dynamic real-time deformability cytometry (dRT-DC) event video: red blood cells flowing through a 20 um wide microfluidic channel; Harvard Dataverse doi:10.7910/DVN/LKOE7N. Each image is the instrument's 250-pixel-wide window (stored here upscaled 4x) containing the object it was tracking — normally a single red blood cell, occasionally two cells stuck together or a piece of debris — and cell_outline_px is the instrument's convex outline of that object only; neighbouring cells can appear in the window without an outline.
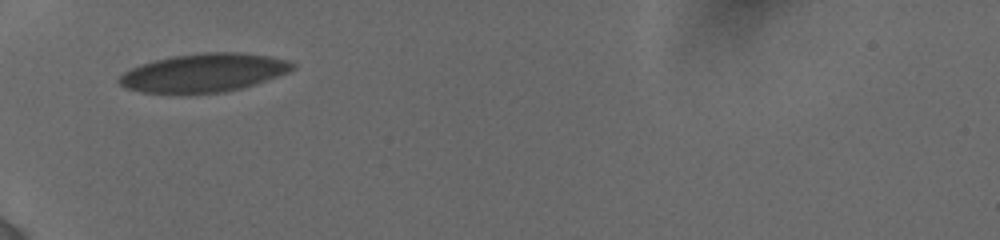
{"species": "human", "species_latin": "Homo sapiens", "temperature_condition": "cold", "stored_images_in_passage": 2, "camera_frame_rate_fps": 3000, "um_per_image_px": 0.085, "donor": {"sex": "female"}, "frame": {"image": 1, "passage_image": 1, "time_ms": 0.0, "image_size_px": [1000, 240], "cell_outline_px": [[296, 68], [288, 72], [256, 84], [224, 92], [184, 96], [180, 96], [140, 92], [124, 88], [116, 80], [124, 72], [132, 68], [156, 60], [172, 56], [204, 52], [240, 52], [272, 56], [288, 60], [296, 64]], "centroid_in_image_um": [17.31, 6.22], "position_along_channel_um": 67.7, "area_um2": 39.77}}
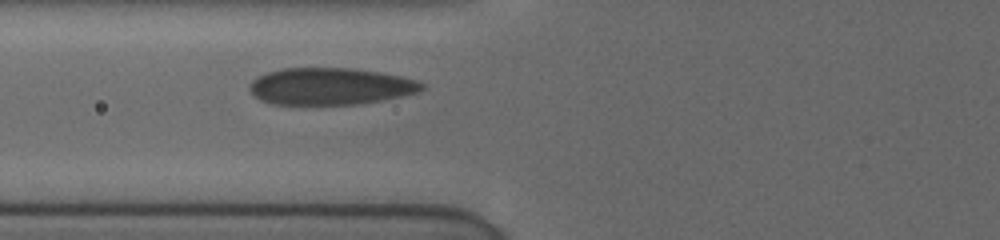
{"frame": {"image": 2, "passage_image": 2, "time_ms": 1.0, "image_size_px": [1000, 240], "cell_outline_px": [[424, 88], [416, 92], [400, 96], [380, 100], [356, 104], [272, 104], [260, 100], [252, 96], [248, 88], [248, 84], [252, 80], [268, 72], [284, 68], [352, 68], [380, 72], [400, 76], [416, 80], [424, 84]], "centroid_in_image_um": [28.02, 7.33], "position_along_channel_um": 97.8, "area_um2": 36.93}}